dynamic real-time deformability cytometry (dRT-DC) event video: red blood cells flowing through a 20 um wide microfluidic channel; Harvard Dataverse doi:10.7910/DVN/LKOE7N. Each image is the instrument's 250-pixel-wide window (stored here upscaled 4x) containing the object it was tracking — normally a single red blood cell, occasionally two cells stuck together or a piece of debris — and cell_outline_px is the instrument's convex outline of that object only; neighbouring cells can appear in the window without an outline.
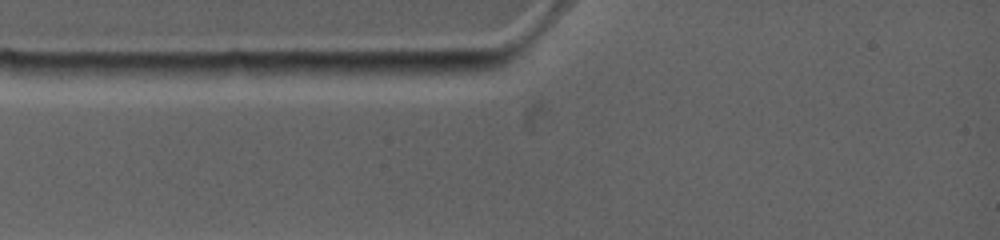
{"species": "common noctule bat (a hibernating species)", "species_latin": "Nyctalus noctula", "temperature_condition": "warm", "stored_images_in_passage": 2, "camera_frame_rate_fps": 4500, "um_per_image_px": 0.085, "animal": {"sex": "female", "body_mass_g": 19.0, "forearm_length_mm": 53.3}, "frame": {"image": 1, "passage_image": 2, "time_ms": 0.222, "image_size_px": [1000, 240], "cell_outline_px": [[476, 60], [472, 68], [468, 72], [340, 72], [340, 68], [344, 64], [424, 60]], "centroid_in_image_um": [34.98, 5.65], "position_along_channel_um": 50.0, "area_um2": 10.17}}